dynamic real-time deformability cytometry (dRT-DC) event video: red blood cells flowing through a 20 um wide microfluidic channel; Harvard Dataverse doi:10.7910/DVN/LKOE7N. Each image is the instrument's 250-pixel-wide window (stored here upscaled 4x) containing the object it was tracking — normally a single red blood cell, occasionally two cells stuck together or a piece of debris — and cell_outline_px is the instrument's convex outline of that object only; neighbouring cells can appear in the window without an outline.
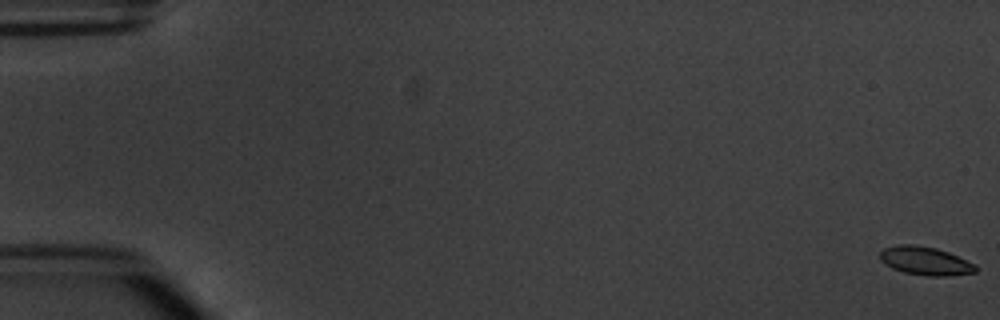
{"species": "common noctule bat (a hibernating species)", "species_latin": "Nyctalus noctula", "temperature_condition": "warm", "stored_images_in_passage": 4, "camera_frame_rate_fps": 3000, "um_per_image_px": 0.085, "animal": {"sex": "male", "body_mass_g": 20.1, "forearm_length_mm": 53.5}, "frame": {"image": 1, "passage_image": 1, "time_ms": 0.0, "image_size_px": [1000, 320], "cell_outline_px": [[976, 272], [948, 276], [928, 276], [904, 272], [892, 268], [880, 260], [880, 252], [884, 248], [900, 244], [916, 244], [936, 248], [948, 252], [976, 264]], "centroid_in_image_um": [78.65, 22.17], "position_along_channel_um": 6.3, "area_um2": 15.84}}